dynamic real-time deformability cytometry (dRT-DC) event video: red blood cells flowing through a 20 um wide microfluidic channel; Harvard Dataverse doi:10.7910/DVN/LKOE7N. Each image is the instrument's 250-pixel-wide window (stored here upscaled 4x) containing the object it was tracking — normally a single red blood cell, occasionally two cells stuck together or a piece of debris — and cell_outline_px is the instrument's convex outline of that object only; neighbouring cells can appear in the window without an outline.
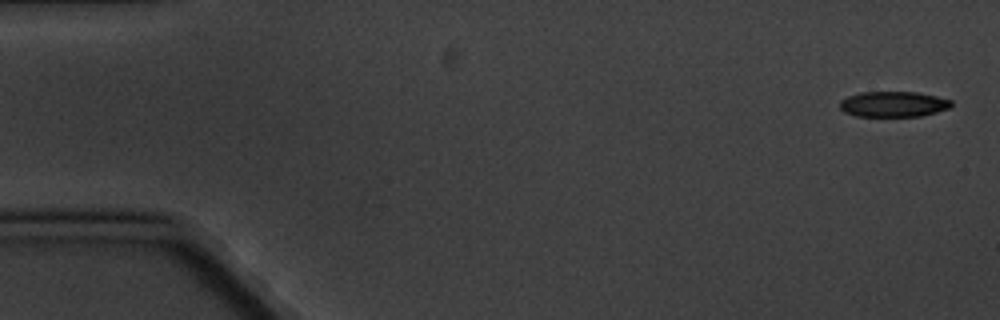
{"species": "common noctule bat (a hibernating species)", "species_latin": "Nyctalus noctula", "temperature_condition": "cold", "stored_images_in_passage": 6, "camera_frame_rate_fps": 3000, "um_per_image_px": 0.085, "animal": {"sex": "male", "body_mass_g": 20.1, "forearm_length_mm": 53.5}, "frame": {"image": 1, "passage_image": 1, "time_ms": 0.0, "image_size_px": [1000, 320], "cell_outline_px": [[952, 104], [948, 108], [936, 112], [920, 116], [856, 116], [844, 112], [840, 108], [840, 100], [848, 96], [860, 92], [916, 92], [936, 96], [952, 100]], "centroid_in_image_um": [75.91, 8.85], "position_along_channel_um": 9.1, "area_um2": 16.53}}